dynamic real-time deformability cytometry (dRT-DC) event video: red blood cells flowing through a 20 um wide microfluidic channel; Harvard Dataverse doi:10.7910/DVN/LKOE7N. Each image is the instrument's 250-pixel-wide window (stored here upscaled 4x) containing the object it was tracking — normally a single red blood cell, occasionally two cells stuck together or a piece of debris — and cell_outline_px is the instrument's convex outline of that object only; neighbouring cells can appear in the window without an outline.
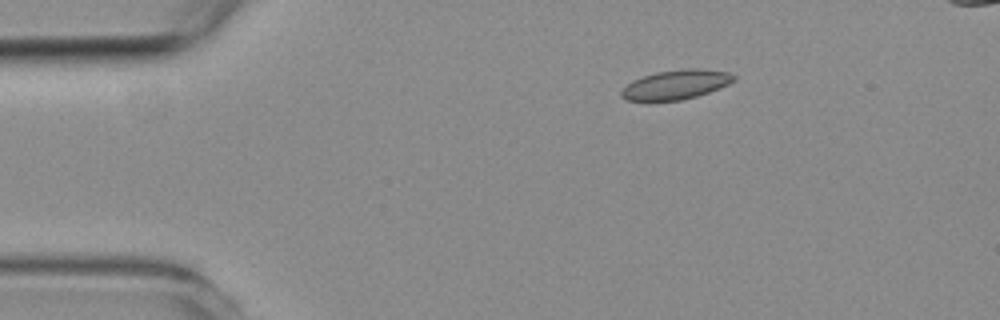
{"species": "common noctule bat (a hibernating species)", "species_latin": "Nyctalus noctula", "temperature_condition": "room temperature", "stored_images_in_passage": 5, "segment_of_instrument_passage": [1, 2], "camera_frame_rate_fps": 3000, "um_per_image_px": 0.085, "animal": {"sex": "female", "body_mass_g": 19.3, "forearm_length_mm": 54.1}, "frame": {"image": 1, "passage_image": 2, "time_ms": 2.0, "image_size_px": [1000, 320], "cell_outline_px": [[736, 80], [720, 88], [696, 96], [680, 100], [648, 104], [644, 104], [624, 100], [620, 96], [620, 92], [628, 84], [644, 76], [656, 72], [684, 68], [700, 68], [728, 72], [736, 76]], "centroid_in_image_um": [57.39, 7.24], "position_along_channel_um": 27.6, "area_um2": 19.94}}